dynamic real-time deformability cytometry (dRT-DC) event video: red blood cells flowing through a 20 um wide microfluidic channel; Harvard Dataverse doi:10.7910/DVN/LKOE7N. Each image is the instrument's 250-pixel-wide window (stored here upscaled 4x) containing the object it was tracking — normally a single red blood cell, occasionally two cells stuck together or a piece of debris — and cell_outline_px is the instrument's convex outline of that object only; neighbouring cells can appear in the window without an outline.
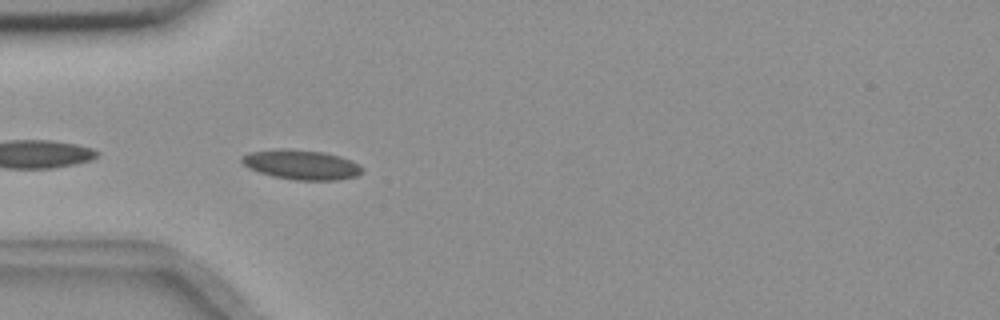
{"species": "common noctule bat (a hibernating species)", "species_latin": "Nyctalus noctula", "temperature_condition": "room temperature", "stored_images_in_passage": 5, "camera_frame_rate_fps": 3000, "um_per_image_px": 0.085, "animal": {"sex": "female", "body_mass_g": 18.4}, "frame": {"image": 1, "passage_image": 5, "time_ms": 1.333, "image_size_px": [1000, 320], "cell_outline_px": [[364, 172], [356, 176], [336, 180], [292, 180], [272, 176], [248, 168], [240, 160], [240, 156], [252, 152], [280, 148], [288, 148], [324, 152], [340, 156], [352, 160], [360, 164], [364, 168]], "centroid_in_image_um": [25.64, 13.99], "position_along_channel_um": 59.4, "area_um2": 21.1}}